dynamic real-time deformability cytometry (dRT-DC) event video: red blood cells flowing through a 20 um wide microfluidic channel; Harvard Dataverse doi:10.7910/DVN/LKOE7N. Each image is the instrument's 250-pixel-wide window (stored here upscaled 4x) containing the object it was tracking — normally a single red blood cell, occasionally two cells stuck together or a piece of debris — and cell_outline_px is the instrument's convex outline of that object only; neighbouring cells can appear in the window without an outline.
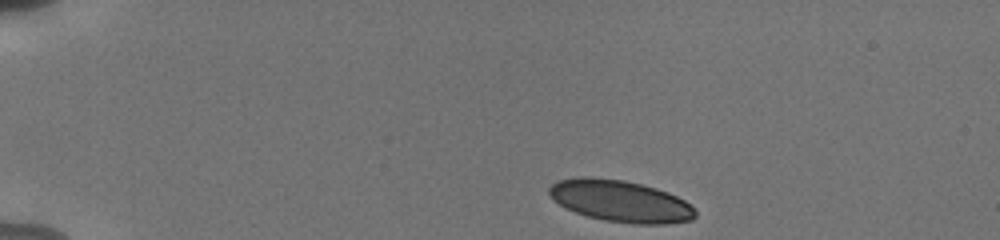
{"species": "human", "species_latin": "Homo sapiens", "temperature_condition": "cold", "stored_images_in_passage": 45, "camera_frame_rate_fps": 3000, "um_per_image_px": 0.085, "donor": {"sex": "male"}, "frame": {"image": 1, "passage_image": 1, "time_ms": 0.0, "image_size_px": [1000, 240], "cell_outline_px": [[696, 216], [692, 220], [664, 224], [636, 224], [604, 220], [588, 216], [564, 208], [548, 192], [548, 188], [556, 180], [584, 176], [588, 176], [624, 180], [656, 188], [668, 192], [684, 200], [696, 212]], "centroid_in_image_um": [52.72, 17.08], "position_along_channel_um": 32.3, "area_um2": 35.37}}
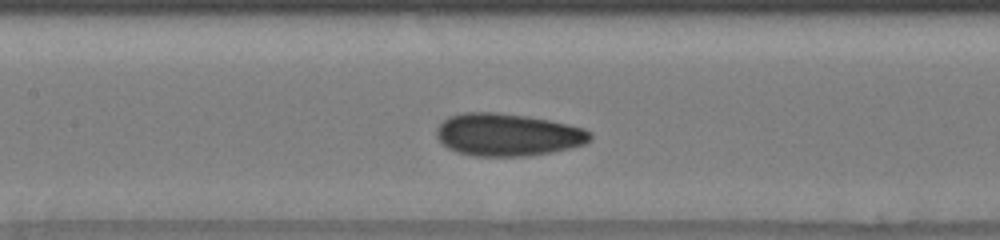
{"frame": {"image": 2, "passage_image": 18, "time_ms": 5.667, "image_size_px": [1000, 240], "cell_outline_px": [[592, 140], [584, 144], [552, 152], [524, 156], [476, 156], [456, 152], [448, 148], [436, 136], [436, 128], [448, 116], [464, 112], [496, 112], [528, 116], [568, 124], [584, 128], [592, 132]], "centroid_in_image_um": [43.16, 11.44], "position_along_channel_um": 164.2, "area_um2": 38.15}}
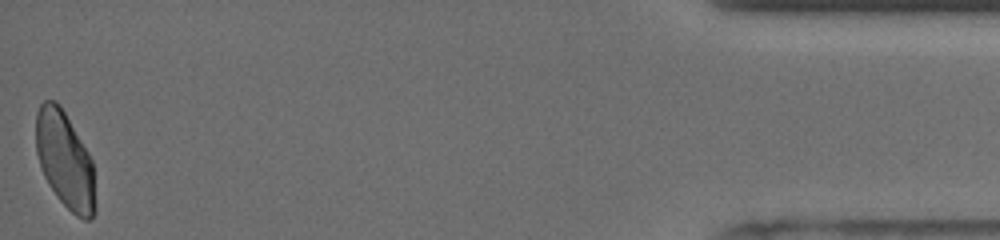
{"frame": {"image": 3, "passage_image": 45, "time_ms": 14.667, "image_size_px": [1000, 240], "cell_outline_px": [[96, 212], [88, 220], [84, 220], [76, 216], [56, 196], [48, 184], [44, 176], [36, 152], [36, 112], [40, 104], [44, 100], [56, 100], [60, 104], [88, 152], [92, 160], [96, 208]], "centroid_in_image_um": [5.52, 13.61], "position_along_channel_um": 429.7, "area_um2": 33.47}, "authors_computed_cell_mechanics": {"area_um2": 35.836, "velocity_mm_per_s": 3.8, "shape_relaxation_time_tau1_ms": 6.2218, "shape_relaxation_time_tau2_ms": 1.2667, "deformation_change_tau1": 0.1305, "deformation_change_tau2": 0.065}}